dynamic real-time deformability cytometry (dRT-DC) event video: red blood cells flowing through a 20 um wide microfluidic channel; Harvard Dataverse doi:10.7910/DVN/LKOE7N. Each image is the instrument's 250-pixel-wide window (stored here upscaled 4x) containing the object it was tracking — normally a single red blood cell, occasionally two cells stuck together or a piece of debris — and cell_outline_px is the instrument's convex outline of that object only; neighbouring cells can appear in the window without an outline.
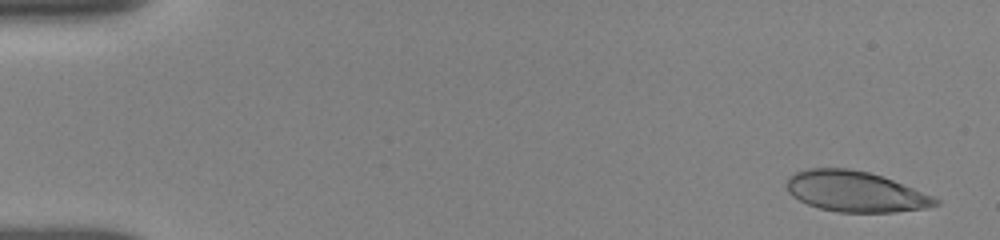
{"species": "human", "species_latin": "Homo sapiens", "temperature_condition": "room temperature", "stored_images_in_passage": 64, "camera_frame_rate_fps": 3000, "um_per_image_px": 0.085, "donor": {"sex": "female"}, "frame": {"image": 1, "passage_image": 2, "time_ms": 0.333, "image_size_px": [1000, 240], "cell_outline_px": [[940, 204], [928, 208], [892, 212], [836, 212], [820, 208], [808, 204], [792, 196], [788, 192], [788, 176], [796, 172], [808, 168], [848, 168], [868, 172], [892, 180], [932, 196], [940, 200]], "centroid_in_image_um": [72.7, 16.28], "position_along_channel_um": 12.3, "area_um2": 34.91}}
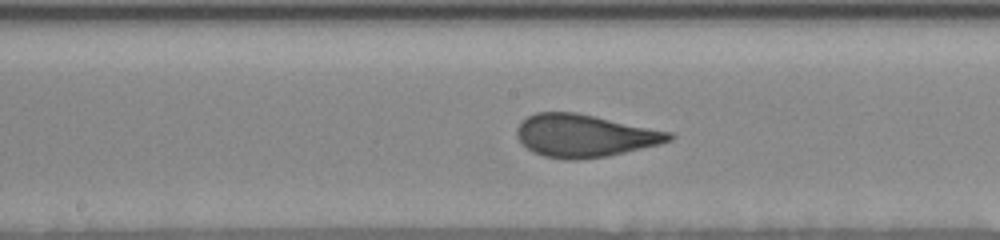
{"frame": {"image": 2, "passage_image": 36, "time_ms": 8.667, "image_size_px": [1000, 240], "cell_outline_px": [[676, 136], [672, 140], [660, 144], [608, 156], [576, 160], [564, 160], [544, 156], [532, 152], [516, 136], [516, 128], [528, 116], [536, 112], [576, 112], [672, 132]], "centroid_in_image_um": [49.71, 11.54], "position_along_channel_um": 198.5, "area_um2": 37.86}}
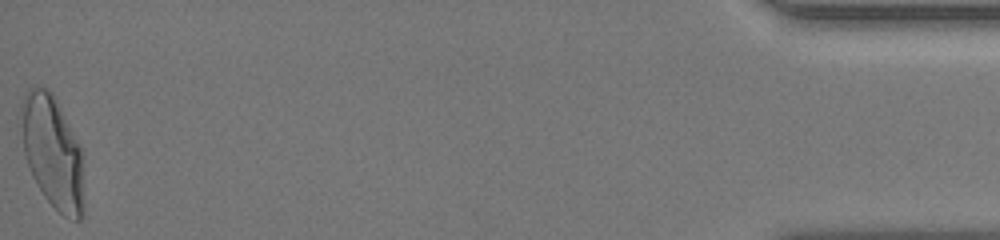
{"frame": {"image": 3, "passage_image": 64, "time_ms": 17.0, "image_size_px": [1000, 240], "cell_outline_px": [[84, 212], [80, 220], [76, 220], [64, 216], [44, 196], [32, 176], [28, 168], [24, 152], [20, 108], [20, 104], [28, 88], [48, 88], [56, 96], [80, 148], [84, 208]], "centroid_in_image_um": [4.45, 12.91], "position_along_channel_um": 430.8, "area_um2": 40.86}, "authors_computed_cell_mechanics": {"area_um2": 36.992, "velocity_mm_per_s": 3.841, "shape_relaxation_time_tau1_ms": 4.1856, "shape_relaxation_time_tau2_ms": 0.6556, "deformation_change_tau1": 0.1825, "deformation_change_tau2": 0.0734}}